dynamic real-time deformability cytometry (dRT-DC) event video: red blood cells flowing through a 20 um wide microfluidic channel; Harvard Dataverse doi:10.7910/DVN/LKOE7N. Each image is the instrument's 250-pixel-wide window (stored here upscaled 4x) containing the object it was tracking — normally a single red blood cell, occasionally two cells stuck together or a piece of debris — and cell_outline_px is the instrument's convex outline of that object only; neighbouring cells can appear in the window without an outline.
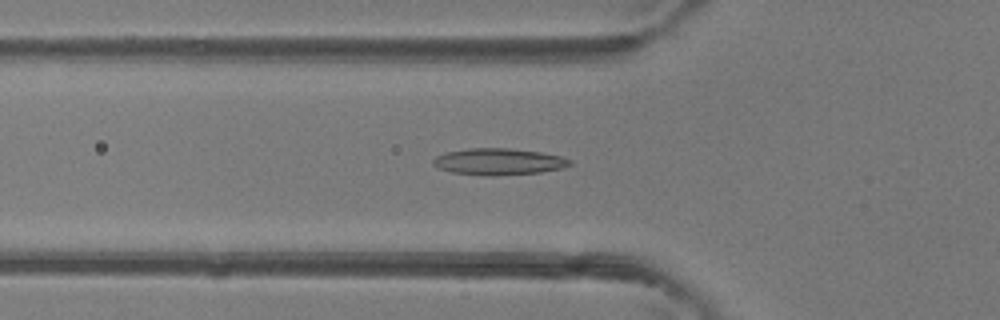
{"species": "common noctule bat (a hibernating species)", "species_latin": "Nyctalus noctula", "temperature_condition": "room temperature", "stored_images_in_passage": 47, "segment_of_instrument_passage": [1, 2], "camera_frame_rate_fps": 3000, "um_per_image_px": 0.085, "animal": {"sex": "female"}, "frame": {"image": 1, "passage_image": 15, "time_ms": 4.667, "image_size_px": [1000, 320], "cell_outline_px": [[572, 164], [564, 168], [540, 172], [496, 176], [488, 176], [452, 172], [436, 168], [432, 164], [432, 160], [436, 156], [448, 152], [468, 148], [508, 148], [540, 152], [560, 156], [572, 160]], "centroid_in_image_um": [42.38, 13.74], "position_along_channel_um": 83.4, "area_um2": 21.27}}
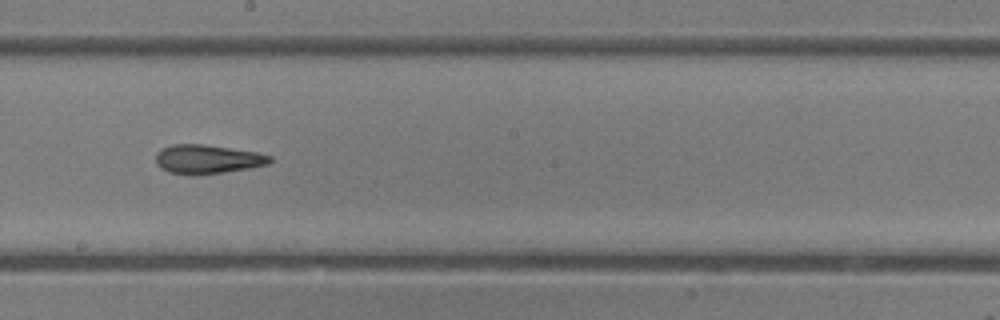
{"frame": {"image": 2, "passage_image": 25, "time_ms": 8.0, "image_size_px": [1000, 320], "cell_outline_px": [[272, 160], [268, 164], [248, 168], [224, 172], [196, 176], [192, 176], [168, 172], [160, 168], [156, 164], [156, 152], [160, 148], [172, 144], [204, 144], [256, 152], [272, 156]], "centroid_in_image_um": [17.57, 13.54], "position_along_channel_um": 230.6, "area_um2": 19.54}}
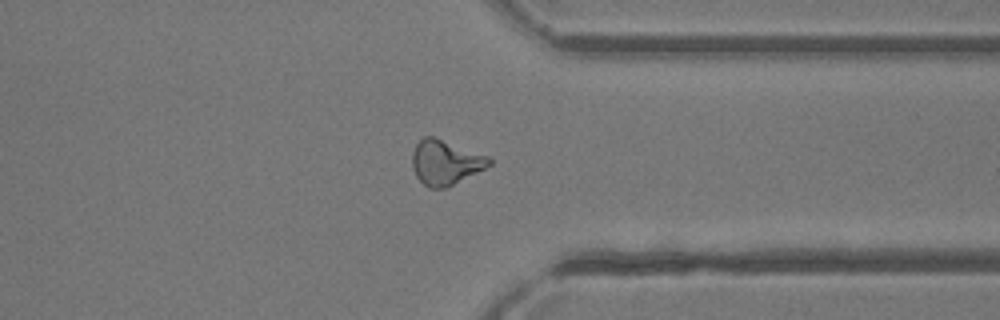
{"frame": {"image": 3, "passage_image": 35, "time_ms": 11.333, "image_size_px": [1000, 320], "cell_outline_px": [[492, 164], [444, 188], [428, 188], [416, 176], [412, 168], [412, 152], [416, 144], [424, 136], [432, 136], [488, 156], [492, 160]], "centroid_in_image_um": [37.82, 13.79], "position_along_channel_um": 373.6, "area_um2": 19.65}}